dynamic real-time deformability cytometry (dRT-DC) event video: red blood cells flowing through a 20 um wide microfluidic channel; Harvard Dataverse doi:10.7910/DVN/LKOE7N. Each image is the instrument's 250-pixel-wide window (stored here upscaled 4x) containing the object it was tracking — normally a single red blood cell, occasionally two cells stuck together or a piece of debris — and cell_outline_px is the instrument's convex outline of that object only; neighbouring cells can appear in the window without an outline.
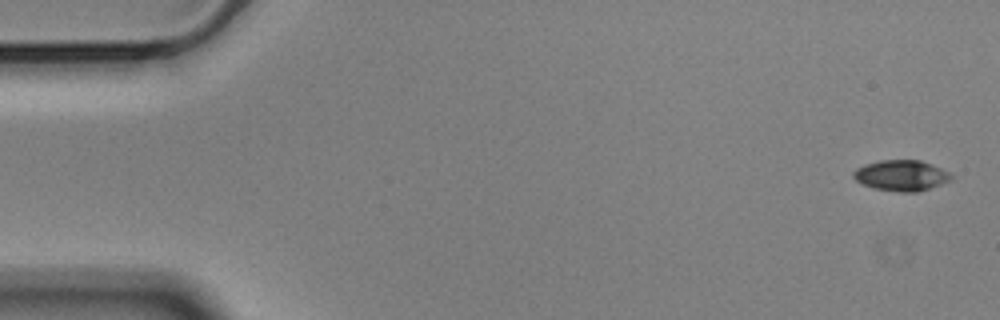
{"species": "Egyptian fruit bat (a non-hibernating species)", "species_latin": "Rousettus aegyptiacus", "temperature_condition": "cold", "stored_images_in_passage": 56, "camera_frame_rate_fps": 3000, "um_per_image_px": 0.085, "animal": {"sex": "male"}, "frame": {"image": 1, "passage_image": 1, "time_ms": 0.0, "image_size_px": [1000, 320], "cell_outline_px": [[952, 180], [916, 192], [896, 192], [872, 188], [860, 184], [852, 176], [852, 172], [856, 168], [864, 164], [880, 160], [920, 160], [932, 164], [948, 172], [952, 176]], "centroid_in_image_um": [76.55, 14.92], "position_along_channel_um": 8.4, "area_um2": 17.63}}
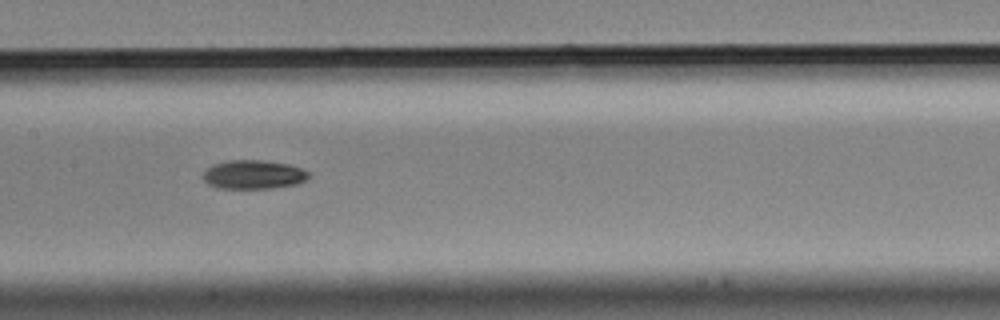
{"frame": {"image": 2, "passage_image": 27, "time_ms": 8.667, "image_size_px": [1000, 320], "cell_outline_px": [[308, 176], [304, 180], [296, 184], [272, 188], [216, 188], [208, 184], [200, 176], [208, 168], [216, 164], [228, 160], [260, 160], [288, 164], [300, 168], [308, 172]], "centroid_in_image_um": [21.5, 14.84], "position_along_channel_um": 185.9, "area_um2": 17.57}}
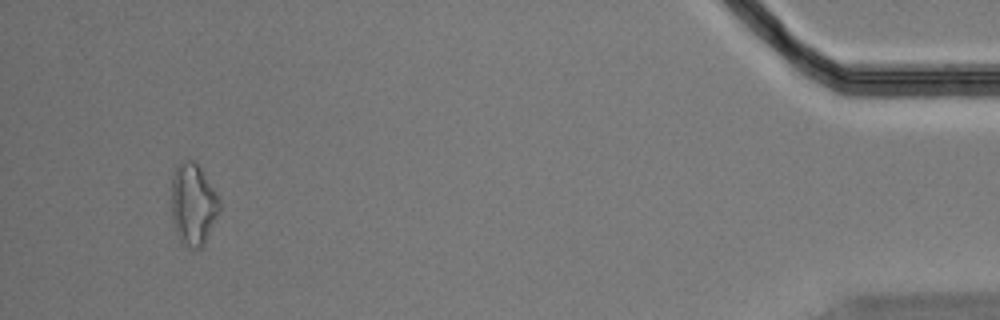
{"frame": {"image": 3, "passage_image": 53, "time_ms": 17.333, "image_size_px": [1000, 320], "cell_outline_px": [[220, 212], [204, 244], [200, 248], [188, 248], [180, 240], [176, 232], [172, 220], [172, 176], [176, 164], [180, 160], [196, 160], [200, 164], [216, 192], [220, 200]], "centroid_in_image_um": [16.43, 17.31], "position_along_channel_um": 418.8, "area_um2": 23.41}, "authors_computed_cell_mechanics": {"area_um2": 17.7735, "velocity_mm_per_s": 3.5429, "shape_relaxation_time_tau1_ms": 2.9819, "shape_relaxation_time_tau2_ms": null, "deformation_change_tau1": 0.1067, "deformation_change_tau2": null}}